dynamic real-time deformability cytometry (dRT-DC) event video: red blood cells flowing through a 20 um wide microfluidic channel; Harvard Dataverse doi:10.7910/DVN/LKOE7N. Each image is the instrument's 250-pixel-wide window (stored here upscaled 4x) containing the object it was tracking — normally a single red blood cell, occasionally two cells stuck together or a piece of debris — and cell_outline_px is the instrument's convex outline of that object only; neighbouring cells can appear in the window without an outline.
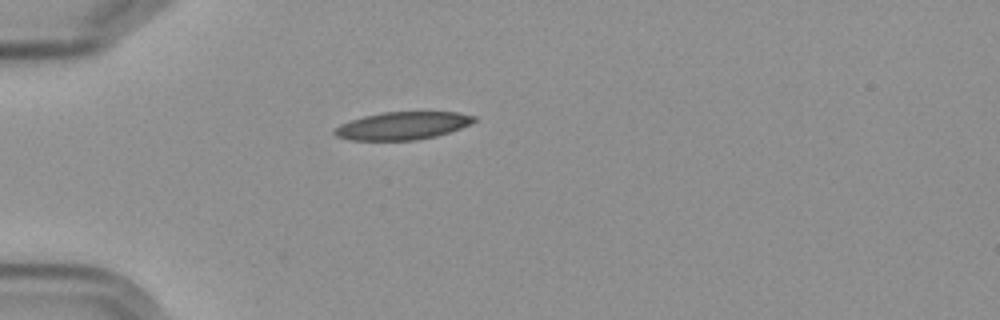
{"species": "Egyptian fruit bat (a non-hibernating species)", "species_latin": "Rousettus aegyptiacus", "temperature_condition": "cold", "stored_images_in_passage": 6, "camera_frame_rate_fps": 3000, "um_per_image_px": 0.085, "frame": {"image": 1, "passage_image": 1, "time_ms": 0.0, "image_size_px": [1000, 320], "cell_outline_px": [[476, 120], [460, 128], [436, 136], [416, 140], [348, 140], [336, 136], [332, 132], [340, 124], [364, 116], [384, 112], [460, 112], [476, 116]], "centroid_in_image_um": [34.21, 10.69], "position_along_channel_um": 50.8, "area_um2": 22.43}}
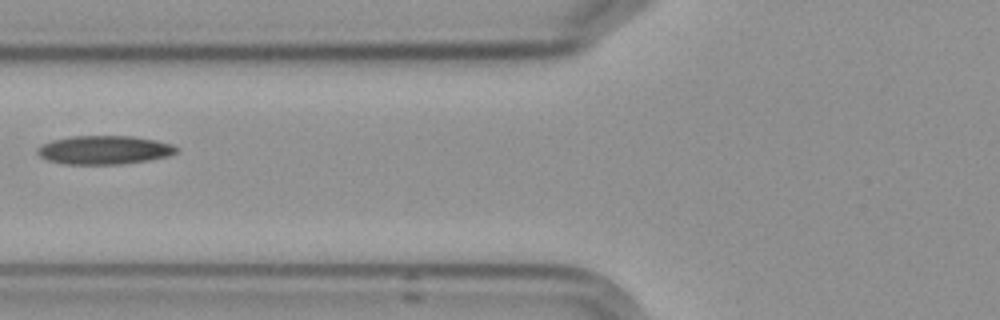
{"frame": {"image": 2, "passage_image": 3, "time_ms": 2.333, "image_size_px": [1000, 320], "cell_outline_px": [[180, 148], [176, 152], [168, 156], [148, 160], [120, 164], [64, 164], [48, 160], [40, 156], [36, 152], [36, 148], [52, 140], [72, 136], [132, 136], [156, 140], [172, 144]], "centroid_in_image_um": [8.87, 12.74], "position_along_channel_um": 116.9, "area_um2": 23.18}}
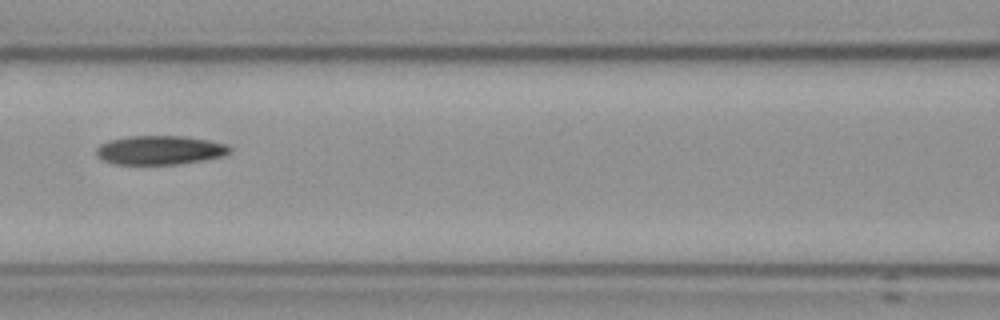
{"frame": {"image": 3, "passage_image": 4, "time_ms": 3.333, "image_size_px": [1000, 320], "cell_outline_px": [[232, 148], [228, 152], [220, 156], [200, 160], [176, 164], [112, 164], [96, 156], [96, 148], [100, 144], [108, 140], [128, 136], [184, 136], [208, 140], [228, 144]], "centroid_in_image_um": [13.53, 12.75], "position_along_channel_um": 153.1, "area_um2": 22.43}}